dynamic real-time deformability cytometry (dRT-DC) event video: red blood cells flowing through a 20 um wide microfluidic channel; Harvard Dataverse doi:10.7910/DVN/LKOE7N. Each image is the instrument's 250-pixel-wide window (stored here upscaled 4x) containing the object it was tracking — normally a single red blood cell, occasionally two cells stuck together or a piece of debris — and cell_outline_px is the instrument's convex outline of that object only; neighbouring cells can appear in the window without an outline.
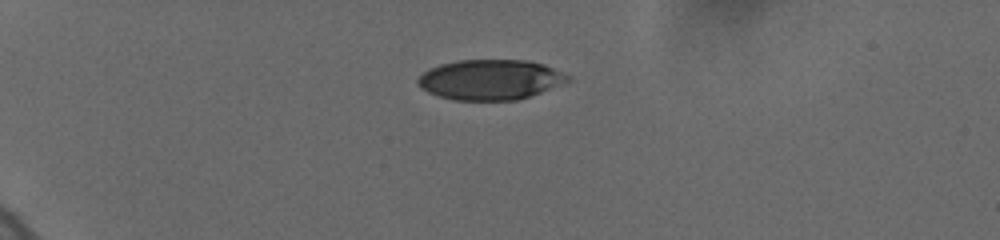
{"species": "human", "species_latin": "Homo sapiens", "temperature_condition": "cold", "stored_images_in_passage": 22, "camera_frame_rate_fps": 3000, "um_per_image_px": 0.085, "donor": {"sex": "female"}, "frame": {"image": 1, "passage_image": 1, "time_ms": 0.0, "image_size_px": [1000, 240], "cell_outline_px": [[572, 80], [540, 92], [516, 100], [452, 100], [428, 92], [420, 88], [416, 84], [416, 80], [428, 68], [440, 64], [460, 60], [528, 60], [544, 64], [572, 76]], "centroid_in_image_um": [41.66, 6.76], "position_along_channel_um": 43.3, "area_um2": 35.2}}
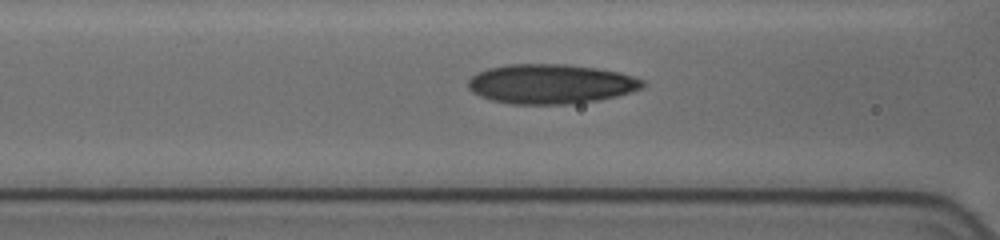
{"frame": {"image": 2, "passage_image": 15, "time_ms": 3.667, "image_size_px": [1000, 240], "cell_outline_px": [[644, 84], [640, 88], [616, 96], [600, 100], [572, 104], [512, 104], [492, 100], [480, 96], [472, 92], [468, 88], [468, 80], [476, 72], [488, 68], [508, 64], [564, 64], [596, 68], [620, 72], [644, 80]], "centroid_in_image_um": [46.78, 7.13], "position_along_channel_um": 119.8, "area_um2": 40.29}}
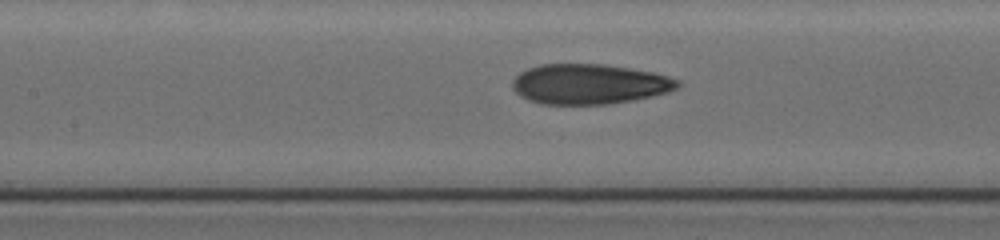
{"frame": {"image": 3, "passage_image": 19, "time_ms": 4.667, "image_size_px": [1000, 240], "cell_outline_px": [[680, 88], [668, 92], [652, 96], [632, 100], [608, 104], [540, 104], [528, 100], [520, 96], [512, 88], [512, 80], [520, 72], [528, 68], [540, 64], [604, 64], [652, 72], [668, 76], [680, 80]], "centroid_in_image_um": [50.09, 7.15], "position_along_channel_um": 157.3, "area_um2": 38.78}}